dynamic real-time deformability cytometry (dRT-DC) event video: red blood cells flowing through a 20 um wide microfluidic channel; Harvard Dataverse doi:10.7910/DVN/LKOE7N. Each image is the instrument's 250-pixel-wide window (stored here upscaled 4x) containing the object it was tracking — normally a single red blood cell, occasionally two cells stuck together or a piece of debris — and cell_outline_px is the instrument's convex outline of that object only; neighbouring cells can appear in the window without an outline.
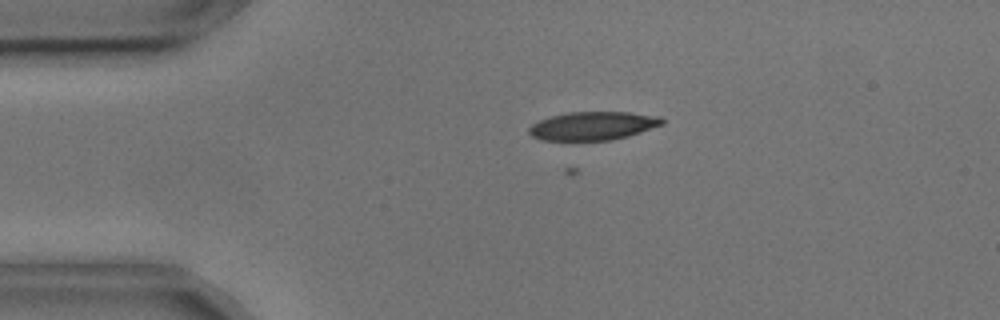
{"species": "common noctule bat (a hibernating species)", "species_latin": "Nyctalus noctula", "temperature_condition": "cold", "stored_images_in_passage": 57, "camera_frame_rate_fps": 3000, "um_per_image_px": 0.085, "animal": {"sex": "male", "body_mass_g": 17.9, "forearm_length_mm": 54.2}, "frame": {"image": 1, "passage_image": 14, "time_ms": 4.333, "image_size_px": [1000, 320], "cell_outline_px": [[664, 124], [628, 136], [612, 140], [540, 140], [532, 136], [528, 132], [528, 128], [532, 124], [540, 120], [552, 116], [568, 112], [628, 112], [660, 116], [664, 120]], "centroid_in_image_um": [50.4, 10.7], "position_along_channel_um": 34.6, "area_um2": 22.02}}
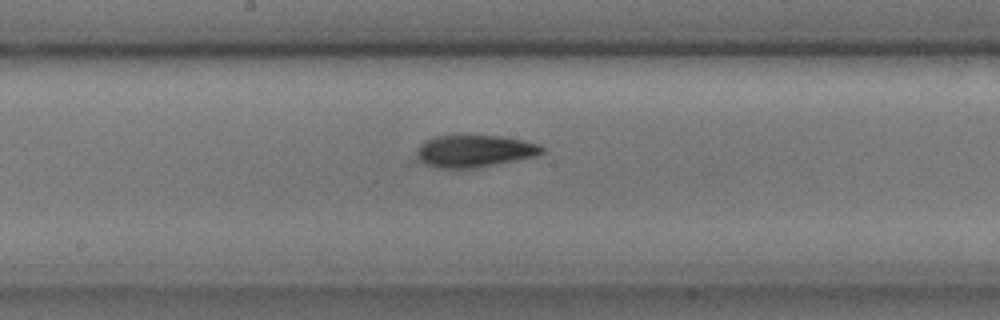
{"frame": {"image": 2, "passage_image": 31, "time_ms": 10.0, "image_size_px": [1000, 320], "cell_outline_px": [[544, 152], [536, 156], [476, 168], [436, 168], [408, 164], [408, 160], [416, 148], [424, 140], [432, 136], [500, 136], [524, 140], [540, 144], [544, 148]], "centroid_in_image_um": [40.1, 12.87], "position_along_channel_um": 208.1, "area_um2": 24.68}}
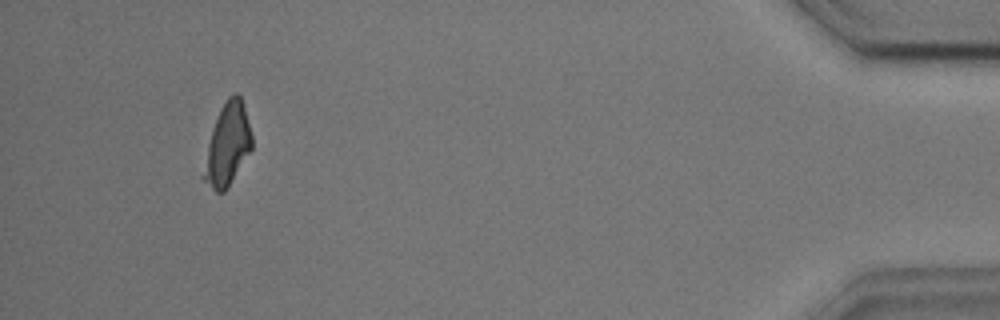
{"frame": {"image": 3, "passage_image": 54, "time_ms": 17.667, "image_size_px": [1000, 320], "cell_outline_px": [[252, 148], [224, 192], [216, 192], [200, 180], [200, 176], [212, 128], [228, 96], [236, 92], [240, 96], [244, 104], [252, 136]], "centroid_in_image_um": [19.3, 12.33], "position_along_channel_um": 415.9, "area_um2": 22.89}, "authors_computed_cell_mechanics": {"area_um2": 23.9292, "velocity_mm_per_s": 3.6336, "shape_relaxation_time_tau1_ms": 4.0177, "shape_relaxation_time_tau2_ms": 3.0917, "deformation_change_tau1": 0.1085, "deformation_change_tau2": 0.0643}}